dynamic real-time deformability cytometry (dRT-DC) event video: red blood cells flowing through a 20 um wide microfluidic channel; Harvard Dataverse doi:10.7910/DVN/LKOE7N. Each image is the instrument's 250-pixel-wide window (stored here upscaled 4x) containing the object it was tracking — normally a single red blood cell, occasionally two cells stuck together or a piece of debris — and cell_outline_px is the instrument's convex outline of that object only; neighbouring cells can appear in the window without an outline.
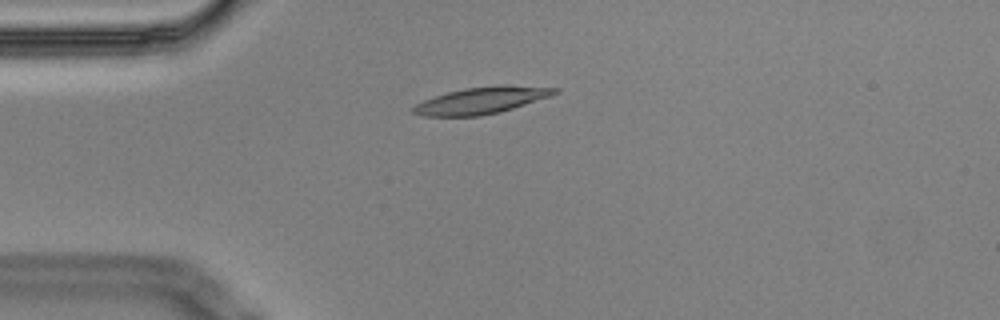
{"species": "Egyptian fruit bat (a non-hibernating species)", "species_latin": "Rousettus aegyptiacus", "temperature_condition": "cold", "stored_images_in_passage": 14, "camera_frame_rate_fps": 3000, "um_per_image_px": 0.085, "animal": {"sex": "male"}, "frame": {"image": 1, "passage_image": 3, "time_ms": 0.667, "image_size_px": [1000, 320], "cell_outline_px": [[560, 92], [552, 96], [500, 112], [480, 116], [424, 116], [412, 112], [412, 108], [416, 104], [424, 100], [448, 92], [464, 88], [496, 84], [504, 84], [560, 88]], "centroid_in_image_um": [41.0, 8.52], "position_along_channel_um": 44.0, "area_um2": 22.25}}
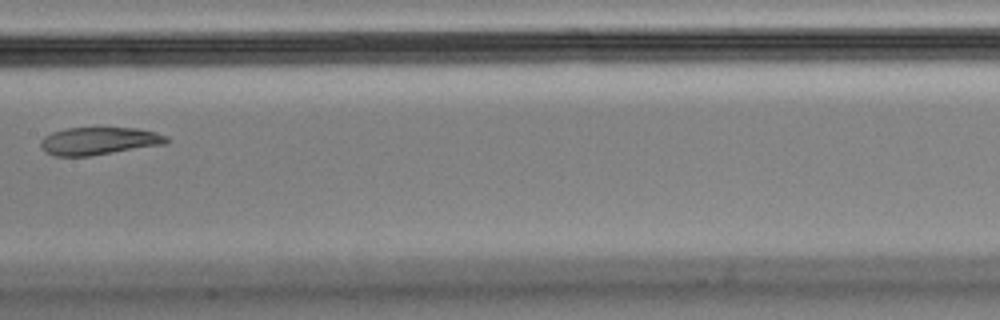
{"frame": {"image": 2, "passage_image": 7, "time_ms": 2.0, "image_size_px": [1000, 320], "cell_outline_px": [[172, 140], [168, 144], [88, 156], [52, 156], [44, 152], [40, 148], [40, 140], [44, 136], [52, 132], [64, 128], [136, 128], [156, 132], [168, 136]], "centroid_in_image_um": [8.42, 11.99], "position_along_channel_um": 199.0, "area_um2": 20.63}}
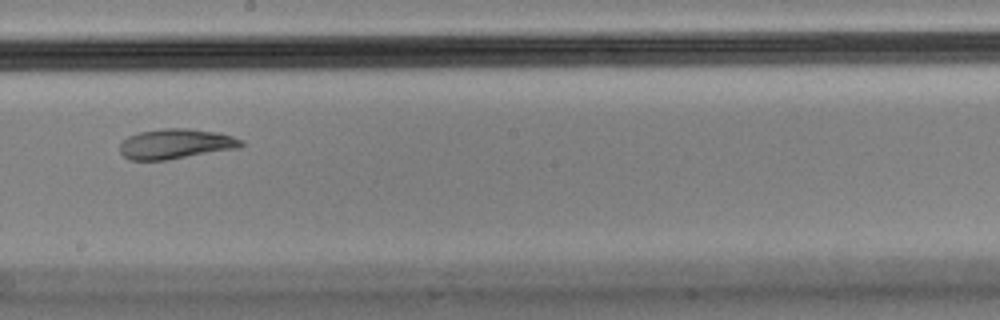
{"frame": {"image": 3, "passage_image": 8, "time_ms": 2.333, "image_size_px": [1000, 320], "cell_outline_px": [[244, 144], [240, 148], [168, 160], [132, 160], [124, 156], [120, 152], [120, 144], [128, 136], [140, 132], [164, 128], [192, 128], [216, 132], [232, 136], [244, 140]], "centroid_in_image_um": [14.98, 12.23], "position_along_channel_um": 233.2, "area_um2": 21.39}}